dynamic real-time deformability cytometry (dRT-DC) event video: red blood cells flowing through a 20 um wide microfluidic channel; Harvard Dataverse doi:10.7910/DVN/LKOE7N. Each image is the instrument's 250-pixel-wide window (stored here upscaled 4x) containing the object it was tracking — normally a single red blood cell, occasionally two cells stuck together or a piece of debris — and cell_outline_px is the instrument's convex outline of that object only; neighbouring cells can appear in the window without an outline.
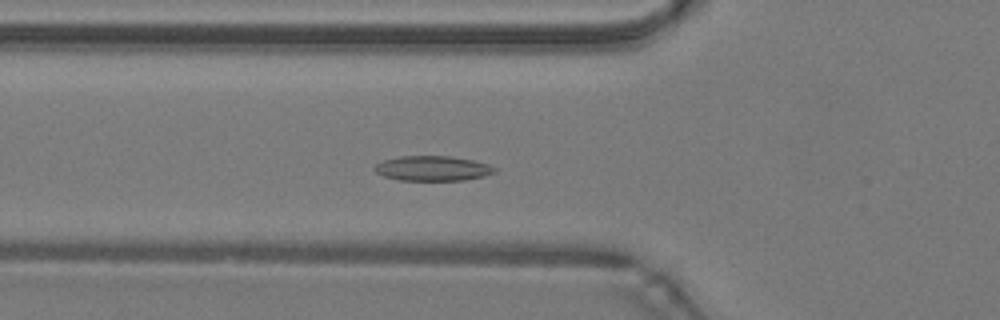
{"species": "common noctule bat (a hibernating species)", "species_latin": "Nyctalus noctula", "temperature_condition": "warm", "stored_images_in_passage": 44, "camera_frame_rate_fps": 3000, "um_per_image_px": 0.085, "animal": {"sex": "male", "body_mass_g": 19.2, "forearm_length_mm": 51.8}, "frame": {"image": 1, "passage_image": 13, "time_ms": 4.0, "image_size_px": [1000, 320], "cell_outline_px": [[496, 172], [484, 176], [464, 180], [400, 180], [384, 176], [376, 172], [372, 168], [376, 164], [384, 160], [400, 156], [452, 156], [472, 160], [488, 164], [496, 168]], "centroid_in_image_um": [36.77, 14.31], "position_along_channel_um": 89.0, "area_um2": 17.4}}
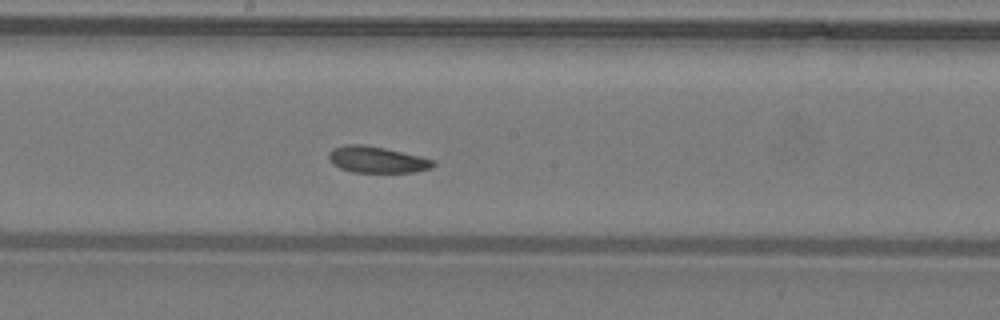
{"frame": {"image": 2, "passage_image": 22, "time_ms": 7.0, "image_size_px": [1000, 320], "cell_outline_px": [[436, 164], [432, 168], [412, 172], [352, 172], [340, 168], [332, 164], [328, 156], [328, 152], [332, 148], [344, 144], [364, 144], [384, 148], [420, 156], [436, 160]], "centroid_in_image_um": [32.02, 13.56], "position_along_channel_um": 216.2, "area_um2": 16.18}}
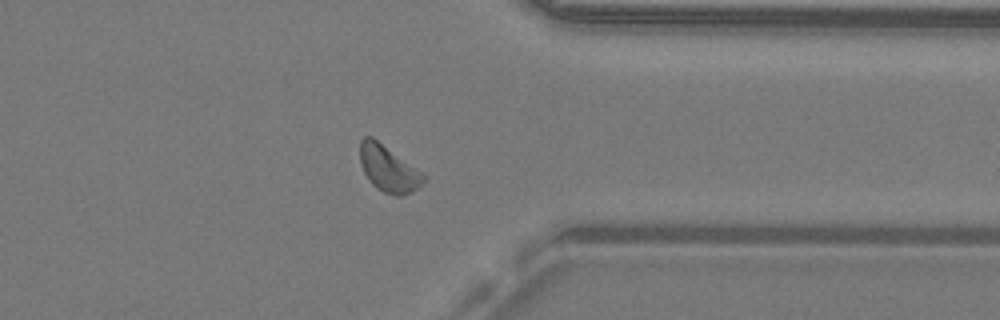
{"frame": {"image": 3, "passage_image": 34, "time_ms": 11.0, "image_size_px": [1000, 320], "cell_outline_px": [[424, 180], [412, 192], [400, 196], [396, 196], [384, 192], [376, 188], [372, 184], [364, 172], [360, 164], [360, 140], [364, 136], [372, 136], [420, 172], [424, 176]], "centroid_in_image_um": [32.95, 14.34], "position_along_channel_um": 378.4, "area_um2": 16.65}, "authors_computed_cell_mechanics": {"area_um2": 16.6464, "velocity_mm_per_s": 4.225, "shape_relaxation_time_tau1_ms": 4.3729, "shape_relaxation_time_tau2_ms": 7.5172, "deformation_change_tau1": 0.0834, "deformation_change_tau2": 0.148}}